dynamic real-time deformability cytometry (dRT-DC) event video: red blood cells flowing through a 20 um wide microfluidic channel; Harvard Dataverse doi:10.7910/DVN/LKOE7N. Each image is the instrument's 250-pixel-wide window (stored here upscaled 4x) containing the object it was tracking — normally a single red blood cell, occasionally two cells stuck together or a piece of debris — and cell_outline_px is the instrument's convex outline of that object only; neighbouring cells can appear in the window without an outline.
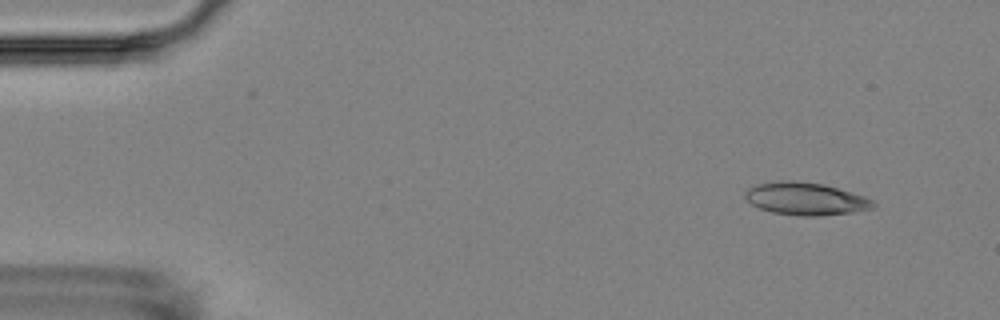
{"species": "Egyptian fruit bat (a non-hibernating species)", "species_latin": "Rousettus aegyptiacus", "temperature_condition": "room temperature", "stored_images_in_passage": 5, "camera_frame_rate_fps": 3000, "um_per_image_px": 0.085, "animal": {"sex": "female"}, "frame": {"image": 1, "passage_image": 2, "time_ms": 1.0, "image_size_px": [1000, 320], "cell_outline_px": [[876, 204], [872, 208], [852, 212], [820, 216], [804, 216], [772, 212], [760, 208], [752, 204], [744, 196], [744, 192], [748, 188], [756, 184], [776, 180], [792, 180], [824, 184], [864, 196], [872, 200]], "centroid_in_image_um": [68.45, 16.88], "position_along_channel_um": 16.6, "area_um2": 24.28}}
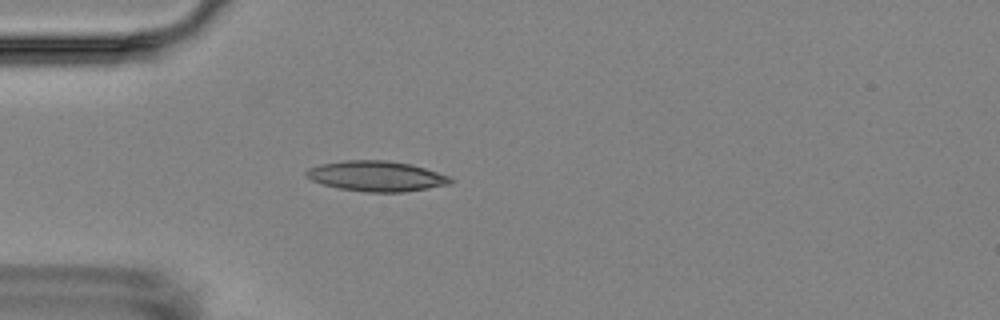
{"frame": {"image": 2, "passage_image": 5, "time_ms": 4.667, "image_size_px": [1000, 320], "cell_outline_px": [[452, 184], [404, 192], [368, 192], [340, 188], [324, 184], [312, 180], [304, 176], [304, 172], [308, 168], [320, 164], [344, 160], [388, 160], [412, 164], [448, 176], [452, 180]], "centroid_in_image_um": [31.97, 14.96], "position_along_channel_um": 53.0, "area_um2": 25.43}}